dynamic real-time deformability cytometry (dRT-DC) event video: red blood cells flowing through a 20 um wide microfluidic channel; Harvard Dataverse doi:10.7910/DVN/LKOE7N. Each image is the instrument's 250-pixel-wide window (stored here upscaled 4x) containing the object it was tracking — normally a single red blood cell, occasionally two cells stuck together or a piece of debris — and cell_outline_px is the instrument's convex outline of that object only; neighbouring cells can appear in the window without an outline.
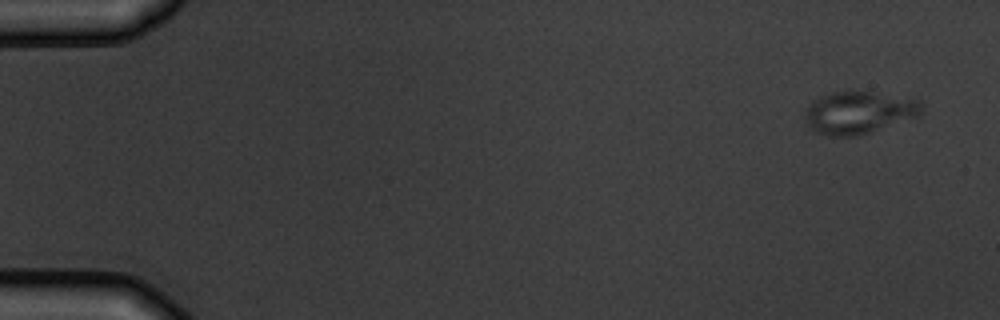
{"species": "common noctule bat (a hibernating species)", "species_latin": "Nyctalus noctula", "temperature_condition": "warm", "stored_images_in_passage": 5, "camera_frame_rate_fps": 3000, "um_per_image_px": 0.085, "animal": {"sex": "male", "body_mass_g": 19.5, "forearm_length_mm": 54.6}, "frame": {"image": 1, "passage_image": 1, "time_ms": 0.0, "image_size_px": [1000, 320], "cell_outline_px": [[920, 112], [916, 116], [856, 136], [828, 136], [812, 132], [804, 120], [804, 108], [812, 100], [820, 96], [844, 88], [872, 92], [920, 100]], "centroid_in_image_um": [72.84, 9.53], "position_along_channel_um": 12.2, "area_um2": 29.07}}
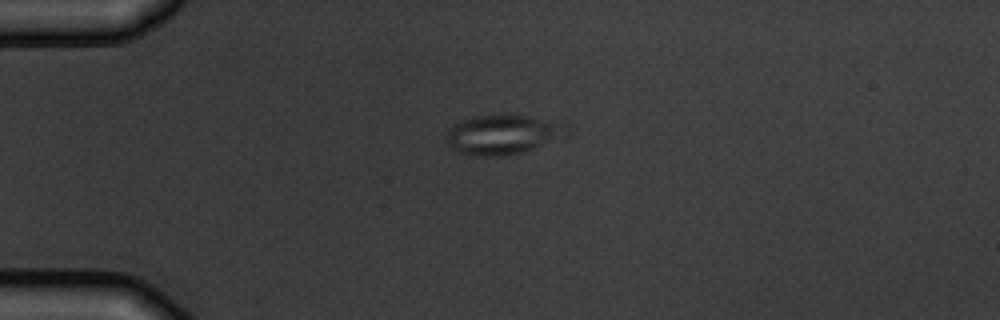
{"frame": {"image": 2, "passage_image": 4, "time_ms": 3.667, "image_size_px": [1000, 320], "cell_outline_px": [[572, 124], [568, 136], [520, 152], [500, 156], [476, 156], [460, 152], [452, 148], [448, 144], [448, 128], [452, 124], [460, 120], [472, 116], [528, 116]], "centroid_in_image_um": [42.8, 11.42], "position_along_channel_um": 42.2, "area_um2": 27.69}}